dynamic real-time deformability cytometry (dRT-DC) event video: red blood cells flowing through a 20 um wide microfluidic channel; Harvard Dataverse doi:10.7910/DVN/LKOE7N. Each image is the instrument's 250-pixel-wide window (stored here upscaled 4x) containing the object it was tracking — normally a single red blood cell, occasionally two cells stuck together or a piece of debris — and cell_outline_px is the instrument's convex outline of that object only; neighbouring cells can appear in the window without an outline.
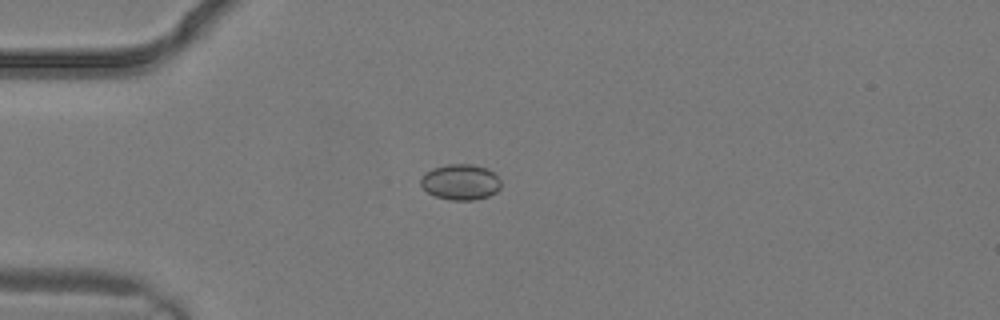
{"species": "common noctule bat (a hibernating species)", "species_latin": "Nyctalus noctula", "temperature_condition": "warm", "stored_images_in_passage": 2, "camera_frame_rate_fps": 3000, "um_per_image_px": 0.085, "animal": {"sex": "male", "body_mass_g": 19.2, "forearm_length_mm": 51.8}, "frame": {"image": 1, "passage_image": 2, "time_ms": 0.333, "image_size_px": [1000, 320], "cell_outline_px": [[500, 188], [496, 192], [488, 196], [472, 200], [452, 200], [436, 196], [428, 192], [420, 184], [420, 180], [424, 172], [432, 168], [448, 164], [472, 164], [488, 168], [496, 172], [500, 180]], "centroid_in_image_um": [39.16, 15.45], "position_along_channel_um": 45.8, "area_um2": 16.82}}